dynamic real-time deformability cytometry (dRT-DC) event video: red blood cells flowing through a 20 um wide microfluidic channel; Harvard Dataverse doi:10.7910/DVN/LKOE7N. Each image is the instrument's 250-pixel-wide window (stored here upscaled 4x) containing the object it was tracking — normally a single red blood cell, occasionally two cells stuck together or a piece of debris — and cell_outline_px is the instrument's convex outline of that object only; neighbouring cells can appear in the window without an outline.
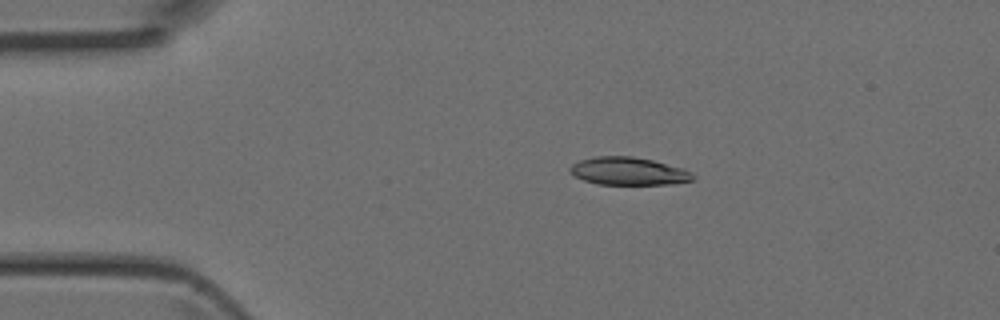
{"species": "Egyptian fruit bat (a non-hibernating species)", "species_latin": "Rousettus aegyptiacus", "temperature_condition": "room temperature", "stored_images_in_passage": 4, "camera_frame_rate_fps": 3000, "um_per_image_px": 0.085, "animal": {"sex": "female"}, "frame": {"image": 1, "passage_image": 3, "time_ms": 0.667, "image_size_px": [1000, 320], "cell_outline_px": [[696, 180], [672, 184], [596, 184], [584, 180], [576, 176], [568, 168], [572, 164], [580, 160], [596, 156], [632, 156], [652, 160], [684, 168], [692, 172], [696, 176]], "centroid_in_image_um": [53.48, 14.55], "position_along_channel_um": 31.5, "area_um2": 20.0}}